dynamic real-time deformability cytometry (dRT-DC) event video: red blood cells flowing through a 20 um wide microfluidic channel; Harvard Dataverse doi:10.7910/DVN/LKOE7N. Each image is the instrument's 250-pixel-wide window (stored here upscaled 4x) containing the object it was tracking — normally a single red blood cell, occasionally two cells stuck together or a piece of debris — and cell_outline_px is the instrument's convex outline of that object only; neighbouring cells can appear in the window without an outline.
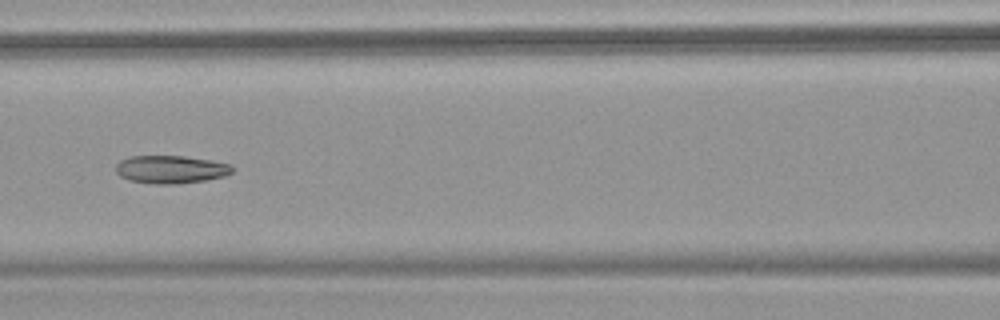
{"species": "common noctule bat (a hibernating species)", "species_latin": "Nyctalus noctula", "temperature_condition": "warm", "stored_images_in_passage": 41, "camera_frame_rate_fps": 3000, "um_per_image_px": 0.085, "animal": {"sex": "female", "body_mass_g": 18.4}, "frame": {"image": 1, "passage_image": 12, "time_ms": 3.667, "image_size_px": [1000, 320], "cell_outline_px": [[232, 172], [224, 176], [204, 180], [176, 184], [156, 184], [128, 180], [120, 176], [116, 172], [116, 164], [120, 160], [128, 156], [184, 156], [212, 160], [228, 164], [232, 168]], "centroid_in_image_um": [14.47, 14.39], "position_along_channel_um": 152.1, "area_um2": 18.9}, "authors_computed_cell_mechanics": {"area_um2": 19.8832, "velocity_mm_per_s": 3.8283, "shape_relaxation_time_tau1_ms": null, "shape_relaxation_time_tau2_ms": 3.6575, "deformation_change_tau1": null, "deformation_change_tau2": 0.0808}}